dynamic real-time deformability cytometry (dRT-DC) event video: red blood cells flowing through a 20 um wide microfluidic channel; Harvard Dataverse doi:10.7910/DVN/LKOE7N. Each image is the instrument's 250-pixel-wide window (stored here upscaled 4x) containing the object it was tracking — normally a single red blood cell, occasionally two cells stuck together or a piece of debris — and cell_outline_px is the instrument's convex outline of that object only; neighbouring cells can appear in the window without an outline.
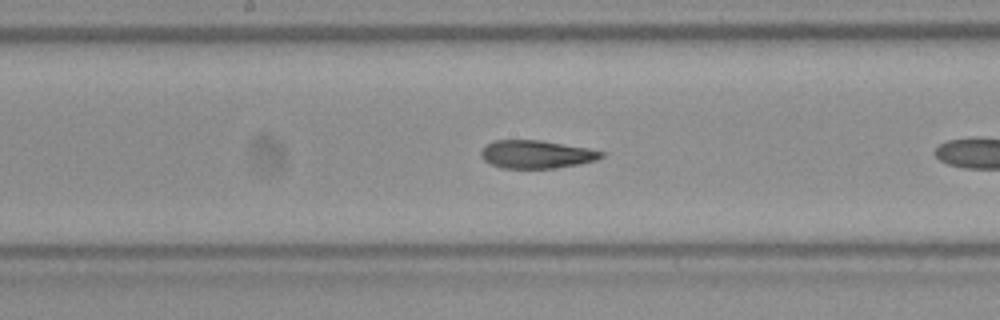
{"species": "Egyptian fruit bat (a non-hibernating species)", "species_latin": "Rousettus aegyptiacus", "temperature_condition": "room temperature", "stored_images_in_passage": 14, "camera_frame_rate_fps": 3000, "um_per_image_px": 0.085, "frame": {"image": 1, "passage_image": 12, "time_ms": 3.667, "image_size_px": [1000, 320], "cell_outline_px": [[604, 156], [596, 160], [576, 164], [552, 168], [500, 168], [484, 160], [480, 156], [480, 152], [492, 140], [540, 140], [588, 148], [604, 152]], "centroid_in_image_um": [45.57, 13.11], "position_along_channel_um": 202.6, "area_um2": 19.48}}